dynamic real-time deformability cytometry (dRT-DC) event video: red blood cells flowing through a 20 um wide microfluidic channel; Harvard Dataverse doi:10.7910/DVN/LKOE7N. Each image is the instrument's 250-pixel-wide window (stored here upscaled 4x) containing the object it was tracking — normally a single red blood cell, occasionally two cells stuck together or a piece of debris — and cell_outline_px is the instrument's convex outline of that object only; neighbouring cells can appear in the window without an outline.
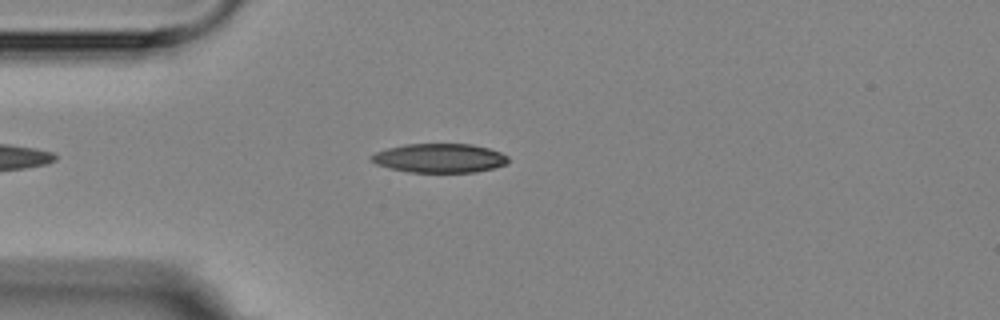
{"species": "Egyptian fruit bat (a non-hibernating species)", "species_latin": "Rousettus aegyptiacus", "temperature_condition": "room temperature", "stored_images_in_passage": 3, "camera_frame_rate_fps": 3000, "um_per_image_px": 0.085, "animal": {"sex": "female"}, "frame": {"image": 1, "passage_image": 3, "time_ms": 2.333, "image_size_px": [1000, 320], "cell_outline_px": [[508, 164], [496, 168], [476, 172], [408, 172], [376, 164], [368, 156], [376, 152], [388, 148], [404, 144], [472, 144], [488, 148], [500, 152], [508, 156]], "centroid_in_image_um": [37.39, 13.44], "position_along_channel_um": 47.6, "area_um2": 23.24}}